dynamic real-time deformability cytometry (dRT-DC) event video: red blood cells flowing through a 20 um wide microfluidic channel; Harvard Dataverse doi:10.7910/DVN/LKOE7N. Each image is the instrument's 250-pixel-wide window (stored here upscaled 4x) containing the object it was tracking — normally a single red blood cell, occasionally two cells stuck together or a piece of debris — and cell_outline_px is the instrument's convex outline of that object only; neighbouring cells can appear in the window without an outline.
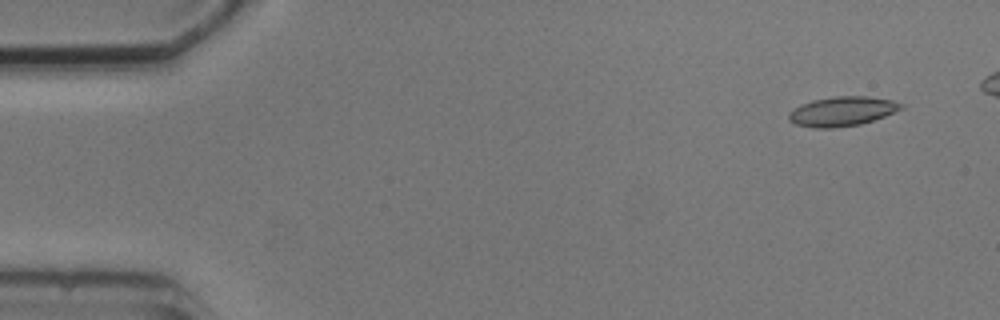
{"species": "common noctule bat (a hibernating species)", "species_latin": "Nyctalus noctula", "temperature_condition": "cold", "stored_images_in_passage": 6, "camera_frame_rate_fps": 3000, "um_per_image_px": 0.085, "animal": {"sex": "male", "body_mass_g": 20.5, "forearm_length_mm": 52.5}, "frame": {"image": 1, "passage_image": 1, "time_ms": 0.0, "image_size_px": [1000, 320], "cell_outline_px": [[904, 108], [884, 116], [860, 124], [832, 128], [812, 128], [796, 124], [788, 120], [788, 112], [812, 100], [836, 96], [868, 96], [892, 100], [904, 104]], "centroid_in_image_um": [71.59, 9.46], "position_along_channel_um": 13.4, "area_um2": 19.19}}
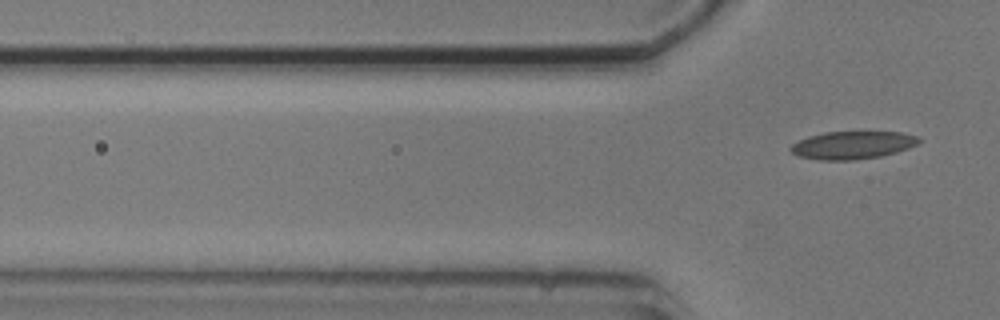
{"frame": {"image": 2, "passage_image": 6, "time_ms": 6.667, "image_size_px": [1000, 320], "cell_outline_px": [[920, 140], [916, 144], [908, 148], [896, 152], [880, 156], [856, 160], [816, 160], [800, 156], [792, 152], [788, 148], [792, 144], [808, 136], [824, 132], [900, 132], [916, 136]], "centroid_in_image_um": [72.42, 12.34], "position_along_channel_um": 53.4, "area_um2": 20.63}}